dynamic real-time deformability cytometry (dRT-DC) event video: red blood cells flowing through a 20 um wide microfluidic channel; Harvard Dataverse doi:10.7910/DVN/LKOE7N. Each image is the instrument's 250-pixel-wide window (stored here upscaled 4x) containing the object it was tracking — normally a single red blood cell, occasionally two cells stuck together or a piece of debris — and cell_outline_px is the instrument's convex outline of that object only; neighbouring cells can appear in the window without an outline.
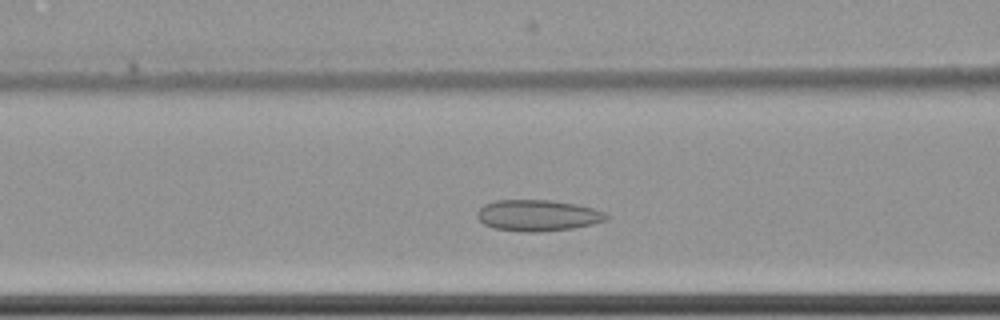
{"species": "common noctule bat (a hibernating species)", "species_latin": "Nyctalus noctula", "temperature_condition": "cold", "stored_images_in_passage": 45, "camera_frame_rate_fps": 3000, "um_per_image_px": 0.085, "animal": {"sex": "female", "body_mass_g": 22.7, "forearm_length_mm": 54.2}, "frame": {"image": 1, "passage_image": 13, "time_ms": 4.0, "image_size_px": [1000, 320], "cell_outline_px": [[608, 220], [592, 224], [572, 228], [536, 232], [524, 232], [496, 228], [484, 224], [476, 216], [476, 212], [484, 204], [496, 200], [548, 200], [576, 204], [592, 208], [604, 212], [608, 216]], "centroid_in_image_um": [45.69, 18.31], "position_along_channel_um": 120.9, "area_um2": 23.35}}
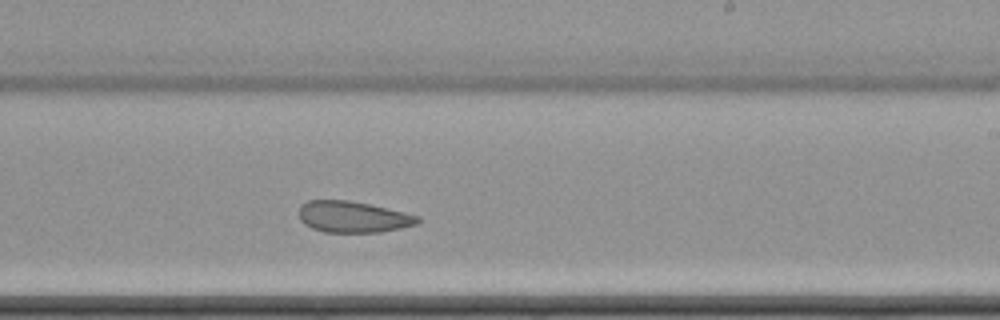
{"frame": {"image": 2, "passage_image": 25, "time_ms": 8.0, "image_size_px": [1000, 320], "cell_outline_px": [[420, 220], [416, 224], [400, 228], [380, 232], [324, 232], [312, 228], [304, 224], [300, 220], [300, 204], [308, 200], [348, 200], [368, 204], [404, 212], [420, 216]], "centroid_in_image_um": [29.98, 18.43], "position_along_channel_um": 259.0, "area_um2": 21.56}}
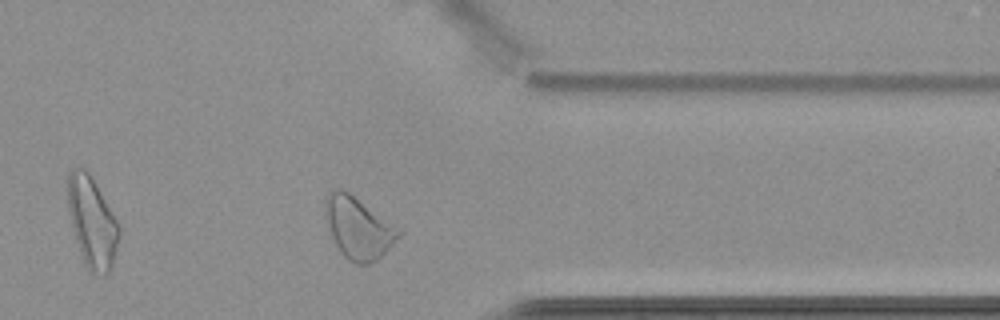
{"frame": {"image": 3, "passage_image": 36, "time_ms": 11.667, "image_size_px": [1000, 320], "cell_outline_px": [[404, 232], [376, 260], [368, 264], [356, 264], [348, 260], [340, 252], [324, 220], [324, 204], [328, 192], [332, 188], [340, 188], [348, 192], [404, 228]], "centroid_in_image_um": [30.47, 19.33], "position_along_channel_um": 380.9, "area_um2": 26.99}, "authors_computed_cell_mechanics": {"area_um2": 23.1778, "velocity_mm_per_s": 3.4568, "shape_relaxation_time_tau1_ms": 5.3991, "shape_relaxation_time_tau2_ms": 2.5324, "deformation_change_tau1": 0.0734, "deformation_change_tau2": 0.0934}}